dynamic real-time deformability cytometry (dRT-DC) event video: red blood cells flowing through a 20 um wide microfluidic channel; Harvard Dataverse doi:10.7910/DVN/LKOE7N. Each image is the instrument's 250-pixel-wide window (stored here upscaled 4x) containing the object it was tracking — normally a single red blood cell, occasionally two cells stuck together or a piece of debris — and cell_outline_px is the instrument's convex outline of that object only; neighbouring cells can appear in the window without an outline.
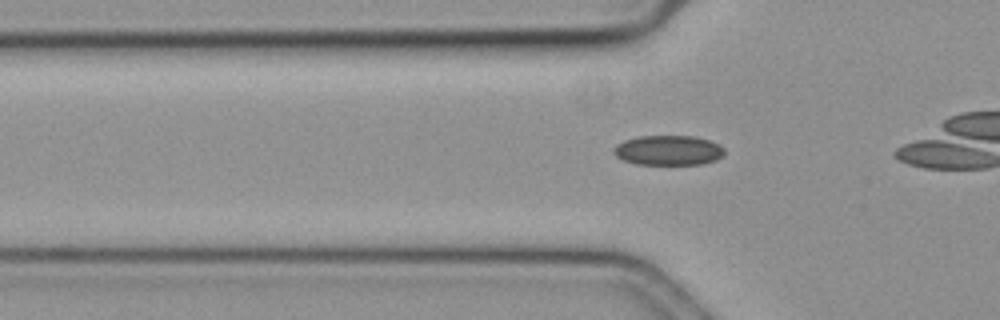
{"species": "common noctule bat (a hibernating species)", "species_latin": "Nyctalus noctula", "temperature_condition": "cold", "stored_images_in_passage": 9, "camera_frame_rate_fps": 3000, "um_per_image_px": 0.085, "animal": {"sex": "female", "body_mass_g": 19.3, "forearm_length_mm": 54.1}, "frame": {"image": 1, "passage_image": 3, "time_ms": 0.667, "image_size_px": [1000, 320], "cell_outline_px": [[724, 156], [716, 160], [704, 164], [636, 164], [624, 160], [616, 156], [612, 152], [612, 148], [616, 144], [624, 140], [640, 136], [692, 136], [708, 140], [724, 148]], "centroid_in_image_um": [56.79, 12.78], "position_along_channel_um": 69.0, "area_um2": 19.31}}
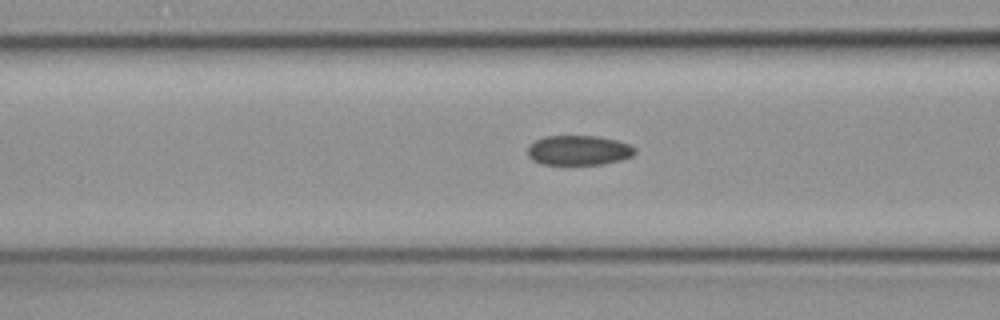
{"frame": {"image": 2, "passage_image": 7, "time_ms": 2.0, "image_size_px": [1000, 320], "cell_outline_px": [[636, 152], [632, 156], [620, 160], [604, 164], [540, 164], [532, 160], [528, 156], [528, 148], [536, 140], [544, 136], [596, 136], [616, 140], [628, 144], [636, 148]], "centroid_in_image_um": [49.19, 12.78], "position_along_channel_um": 117.4, "area_um2": 18.55}}